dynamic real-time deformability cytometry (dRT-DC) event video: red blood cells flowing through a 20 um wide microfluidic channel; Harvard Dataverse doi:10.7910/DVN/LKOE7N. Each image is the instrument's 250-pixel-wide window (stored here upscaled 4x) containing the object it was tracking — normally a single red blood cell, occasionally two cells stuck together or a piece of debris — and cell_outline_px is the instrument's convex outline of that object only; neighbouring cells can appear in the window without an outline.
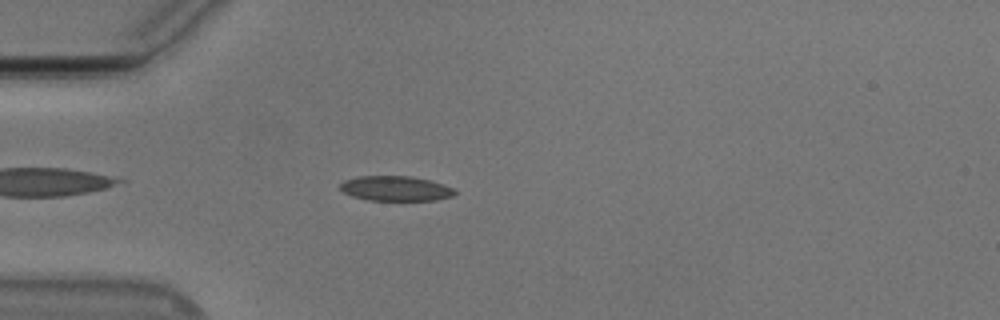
{"species": "Egyptian fruit bat (a non-hibernating species)", "species_latin": "Rousettus aegyptiacus", "temperature_condition": "cold", "stored_images_in_passage": 20, "camera_frame_rate_fps": 3000, "um_per_image_px": 0.085, "animal": {"sex": "male"}, "frame": {"image": 1, "passage_image": 6, "time_ms": 1.667, "image_size_px": [1000, 320], "cell_outline_px": [[456, 192], [452, 196], [436, 200], [368, 200], [352, 196], [344, 192], [340, 188], [340, 184], [344, 180], [360, 176], [412, 176], [444, 184], [456, 188]], "centroid_in_image_um": [33.65, 16.02], "position_along_channel_um": 51.3, "area_um2": 16.65}}
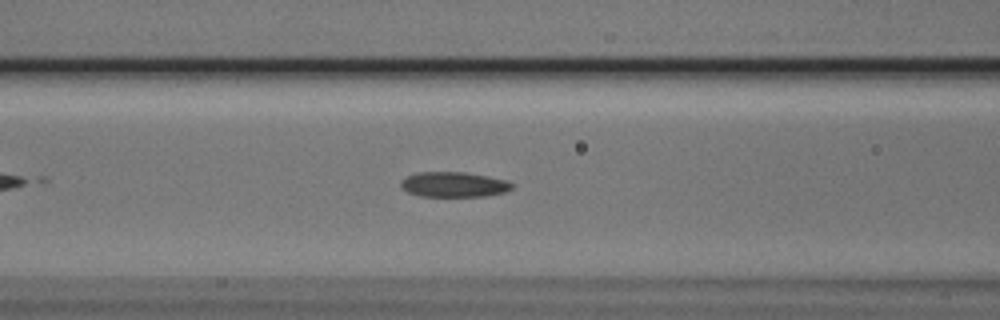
{"frame": {"image": 2, "passage_image": 13, "time_ms": 4.0, "image_size_px": [1000, 320], "cell_outline_px": [[512, 188], [504, 192], [484, 196], [420, 196], [408, 192], [400, 188], [400, 180], [416, 172], [464, 172], [488, 176], [508, 180], [512, 184]], "centroid_in_image_um": [38.54, 15.67], "position_along_channel_um": 128.1, "area_um2": 16.3}}
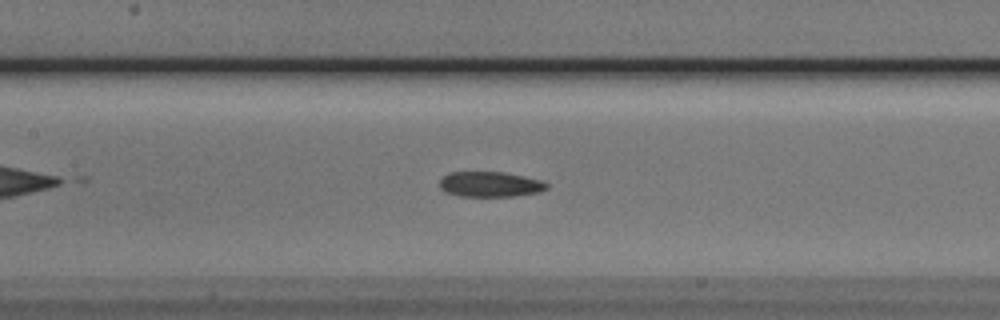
{"frame": {"image": 3, "passage_image": 16, "time_ms": 5.0, "image_size_px": [1000, 320], "cell_outline_px": [[548, 188], [540, 192], [516, 196], [460, 196], [444, 192], [440, 188], [440, 180], [448, 172], [504, 172], [544, 180], [548, 184]], "centroid_in_image_um": [41.69, 15.66], "position_along_channel_um": 165.7, "area_um2": 15.95}}